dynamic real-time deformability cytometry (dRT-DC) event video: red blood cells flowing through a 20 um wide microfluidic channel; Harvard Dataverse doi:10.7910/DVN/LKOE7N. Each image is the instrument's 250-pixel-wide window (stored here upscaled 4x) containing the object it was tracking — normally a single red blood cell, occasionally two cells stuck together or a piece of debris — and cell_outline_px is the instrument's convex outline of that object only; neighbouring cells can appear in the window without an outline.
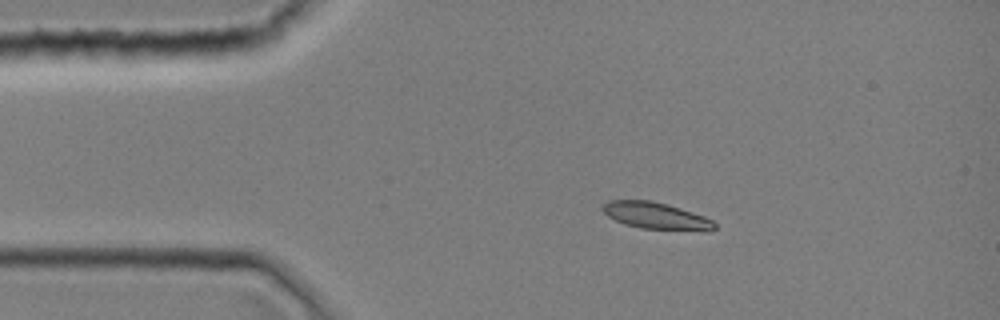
{"species": "common noctule bat (a hibernating species)", "species_latin": "Nyctalus noctula", "temperature_condition": "room temperature", "stored_images_in_passage": 1, "camera_frame_rate_fps": 3000, "um_per_image_px": 0.085, "animal": {"sex": "female", "body_mass_g": 19.0, "forearm_length_mm": 51.5}, "frame": {"image": 1, "passage_image": 1, "time_ms": 0.0, "image_size_px": [1000, 320], "cell_outline_px": [[716, 228], [708, 232], [640, 228], [624, 224], [608, 216], [600, 208], [608, 200], [652, 200], [668, 204], [704, 216], [712, 220], [716, 224]], "centroid_in_image_um": [55.79, 18.35], "position_along_channel_um": 29.2, "area_um2": 17.74}}